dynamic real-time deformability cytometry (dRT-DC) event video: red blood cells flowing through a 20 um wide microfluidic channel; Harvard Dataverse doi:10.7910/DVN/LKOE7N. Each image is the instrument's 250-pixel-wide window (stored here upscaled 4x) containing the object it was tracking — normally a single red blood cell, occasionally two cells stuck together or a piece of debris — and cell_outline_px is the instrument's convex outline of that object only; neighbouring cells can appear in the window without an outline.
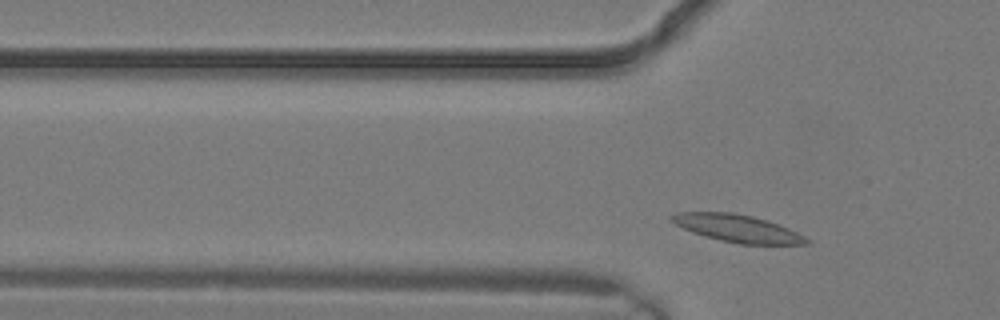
{"species": "common noctule bat (a hibernating species)", "species_latin": "Nyctalus noctula", "temperature_condition": "warm", "stored_images_in_passage": 2, "camera_frame_rate_fps": 3000, "um_per_image_px": 0.085, "animal": {"sex": "male", "body_mass_g": 19.2, "forearm_length_mm": 51.8}, "frame": {"image": 1, "passage_image": 2, "time_ms": 0.333, "image_size_px": [1000, 320], "cell_outline_px": [[812, 244], [740, 244], [720, 240], [704, 236], [692, 232], [668, 220], [668, 216], [676, 212], [732, 212], [752, 216], [768, 220], [788, 228], [812, 240]], "centroid_in_image_um": [62.68, 19.41], "position_along_channel_um": 63.1, "area_um2": 21.68}}